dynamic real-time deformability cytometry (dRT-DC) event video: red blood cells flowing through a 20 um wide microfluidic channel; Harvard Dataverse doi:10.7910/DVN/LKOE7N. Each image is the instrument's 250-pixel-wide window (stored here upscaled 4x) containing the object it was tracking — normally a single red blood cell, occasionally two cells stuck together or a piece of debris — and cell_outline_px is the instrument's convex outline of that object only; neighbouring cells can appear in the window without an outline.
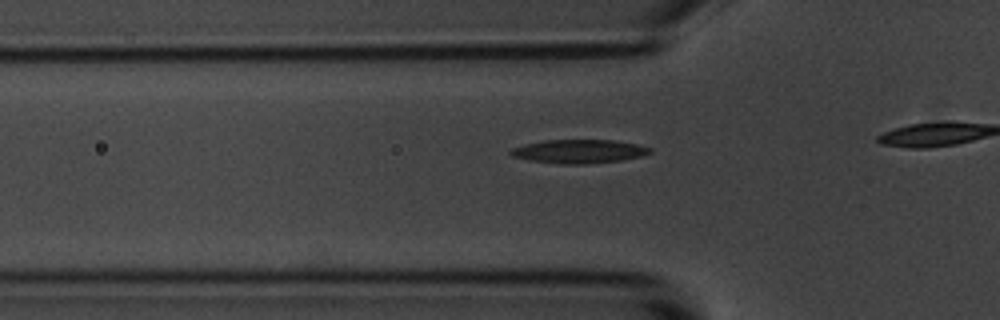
{"species": "common noctule bat (a hibernating species)", "species_latin": "Nyctalus noctula", "temperature_condition": "room temperature", "stored_images_in_passage": 13, "camera_frame_rate_fps": 3000, "um_per_image_px": 0.085, "animal": {"sex": "male", "body_mass_g": 20.1, "forearm_length_mm": 53.5}, "frame": {"image": 1, "passage_image": 8, "time_ms": 2.333, "image_size_px": [1000, 320], "cell_outline_px": [[652, 152], [644, 156], [620, 160], [584, 164], [560, 164], [528, 160], [512, 156], [508, 152], [512, 148], [524, 144], [544, 140], [612, 140], [636, 144], [652, 148]], "centroid_in_image_um": [49.2, 12.87], "position_along_channel_um": 76.6, "area_um2": 19.25}}
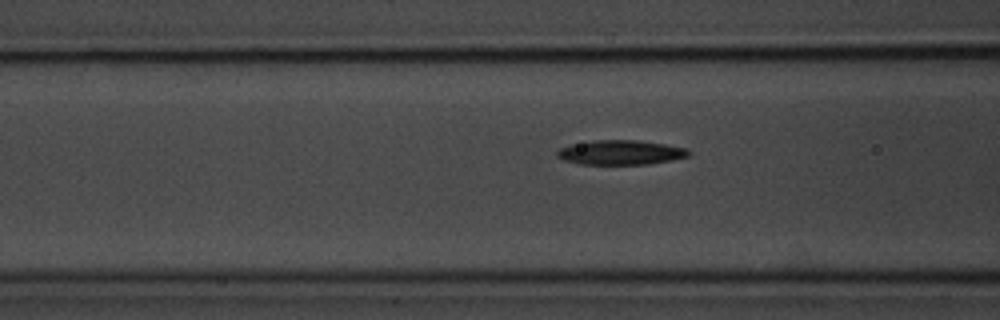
{"frame": {"image": 2, "passage_image": 11, "time_ms": 3.333, "image_size_px": [1000, 320], "cell_outline_px": [[692, 152], [688, 156], [672, 160], [648, 164], [580, 164], [564, 160], [556, 156], [556, 152], [560, 148], [572, 144], [592, 140], [636, 140], [664, 144], [688, 148]], "centroid_in_image_um": [52.76, 12.96], "position_along_channel_um": 113.8, "area_um2": 18.84}}